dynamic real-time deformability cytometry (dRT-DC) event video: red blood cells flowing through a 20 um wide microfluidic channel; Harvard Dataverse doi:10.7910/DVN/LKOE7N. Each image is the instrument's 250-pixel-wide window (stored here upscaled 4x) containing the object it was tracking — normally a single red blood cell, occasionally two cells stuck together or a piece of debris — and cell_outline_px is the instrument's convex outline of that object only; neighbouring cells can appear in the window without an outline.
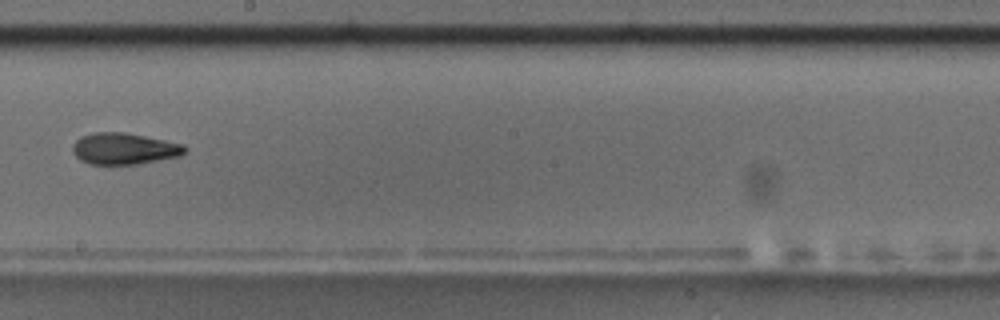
{"species": "common noctule bat (a hibernating species)", "species_latin": "Nyctalus noctula", "temperature_condition": "room temperature", "stored_images_in_passage": 13, "camera_frame_rate_fps": 3000, "um_per_image_px": 0.085, "animal": {"sex": "male", "body_mass_g": 17.5, "forearm_length_mm": 52.3}, "frame": {"image": 1, "passage_image": 6, "time_ms": 6.667, "image_size_px": [1000, 320], "cell_outline_px": [[188, 148], [180, 156], [136, 164], [88, 164], [80, 160], [72, 152], [72, 144], [80, 136], [92, 132], [124, 132], [184, 144]], "centroid_in_image_um": [10.52, 12.63], "position_along_channel_um": 237.7, "area_um2": 20.63}, "authors_computed_cell_mechanics": {"area_um2": 20.3456, "velocity_mm_per_s": 3.588, "shape_relaxation_time_tau1_ms": 6.3729, "shape_relaxation_time_tau2_ms": 2.3279, "deformation_change_tau1": 0.1533, "deformation_change_tau2": 0.0983}}